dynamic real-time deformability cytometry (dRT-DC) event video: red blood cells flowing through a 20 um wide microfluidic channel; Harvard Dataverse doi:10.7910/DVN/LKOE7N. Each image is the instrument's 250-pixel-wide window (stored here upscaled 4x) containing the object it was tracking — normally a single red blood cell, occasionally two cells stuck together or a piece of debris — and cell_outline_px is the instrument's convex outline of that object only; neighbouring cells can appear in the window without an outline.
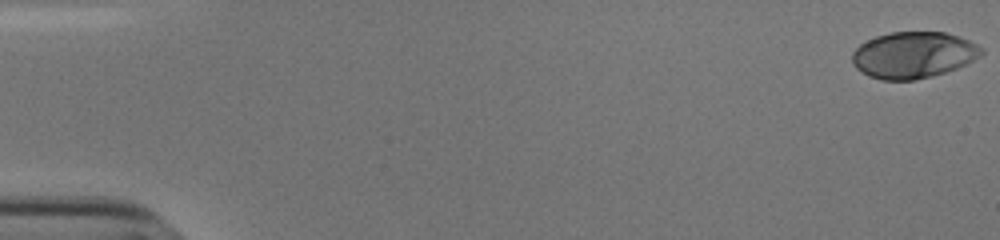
{"species": "human", "species_latin": "Homo sapiens", "temperature_condition": "cold", "stored_images_in_passage": 45, "camera_frame_rate_fps": 3000, "um_per_image_px": 0.085, "donor": {"sex": "male"}, "frame": {"image": 1, "passage_image": 1, "time_ms": 0.0, "image_size_px": [1000, 240], "cell_outline_px": [[984, 52], [980, 56], [956, 68], [932, 76], [912, 80], [880, 80], [868, 76], [856, 68], [852, 64], [852, 52], [860, 44], [876, 36], [892, 32], [944, 32], [960, 36], [984, 48]], "centroid_in_image_um": [77.62, 4.67], "position_along_channel_um": 7.4, "area_um2": 34.91}}
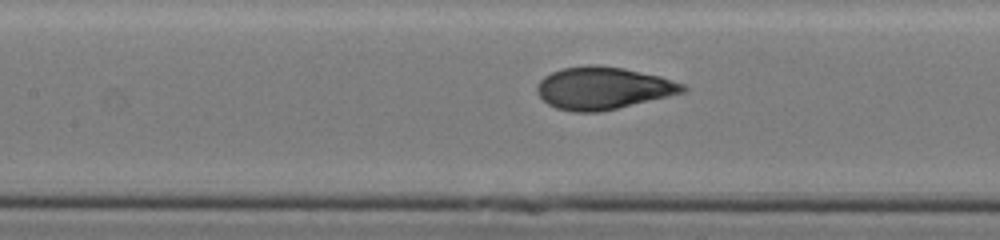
{"frame": {"image": 2, "passage_image": 26, "time_ms": 8.333, "image_size_px": [1000, 240], "cell_outline_px": [[688, 88], [684, 92], [668, 96], [600, 112], [572, 112], [556, 108], [548, 104], [536, 92], [536, 84], [544, 76], [552, 72], [564, 68], [588, 64], [592, 64], [624, 68], [660, 76], [684, 84]], "centroid_in_image_um": [51.23, 7.49], "position_along_channel_um": 156.2, "area_um2": 35.95}}
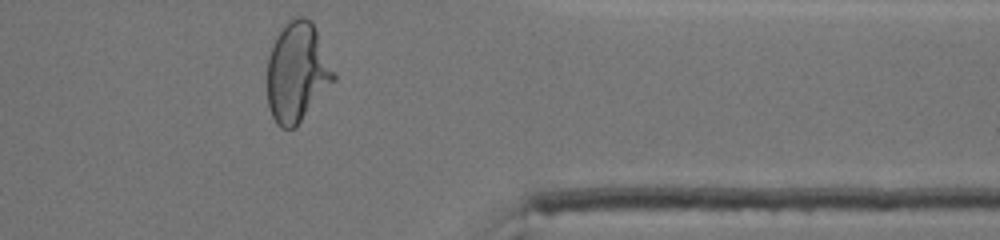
{"frame": {"image": 3, "passage_image": 45, "time_ms": 14.667, "image_size_px": [1000, 240], "cell_outline_px": [[336, 80], [296, 128], [280, 128], [276, 124], [268, 108], [268, 56], [272, 44], [276, 36], [284, 24], [292, 16], [304, 16], [312, 20], [336, 76]], "centroid_in_image_um": [25.26, 6.14], "position_along_channel_um": 386.1, "area_um2": 38.96}, "authors_computed_cell_mechanics": {"area_um2": 35.4892, "velocity_mm_per_s": 3.8246, "shape_relaxation_time_tau1_ms": 4.6472, "shape_relaxation_time_tau2_ms": null, "deformation_change_tau1": 0.2142, "deformation_change_tau2": null}}